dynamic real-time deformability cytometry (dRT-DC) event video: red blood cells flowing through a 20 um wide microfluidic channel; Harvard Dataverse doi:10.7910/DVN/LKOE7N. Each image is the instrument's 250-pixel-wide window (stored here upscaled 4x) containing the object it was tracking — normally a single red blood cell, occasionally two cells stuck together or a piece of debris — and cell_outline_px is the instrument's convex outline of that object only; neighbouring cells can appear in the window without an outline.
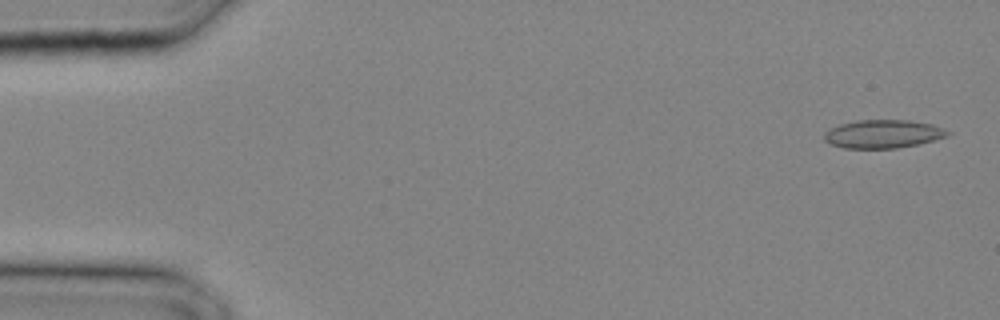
{"species": "common noctule bat (a hibernating species)", "species_latin": "Nyctalus noctula", "temperature_condition": "cold", "stored_images_in_passage": 29, "camera_frame_rate_fps": 3000, "um_per_image_px": 0.085, "animal": {"sex": "male", "body_mass_g": 20.4}, "frame": {"image": 1, "passage_image": 1, "time_ms": 0.0, "image_size_px": [1000, 320], "cell_outline_px": [[952, 132], [948, 136], [916, 144], [896, 148], [844, 148], [832, 144], [824, 140], [824, 132], [840, 124], [856, 120], [912, 120], [932, 124]], "centroid_in_image_um": [75.06, 11.37], "position_along_channel_um": 9.9, "area_um2": 20.23}}
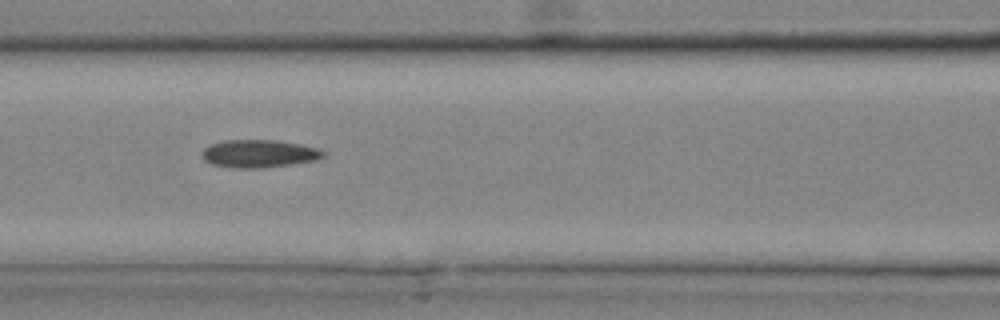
{"frame": {"image": 2, "passage_image": 13, "time_ms": 4.0, "image_size_px": [1000, 320], "cell_outline_px": [[328, 152], [320, 160], [264, 168], [236, 168], [212, 164], [204, 160], [204, 148], [212, 144], [224, 140], [276, 140], [300, 144], [316, 148]], "centroid_in_image_um": [22.09, 13.06], "position_along_channel_um": 144.5, "area_um2": 19.65}}
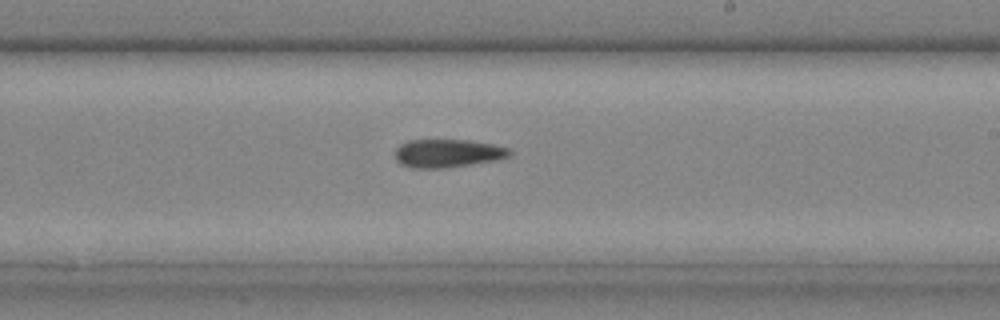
{"frame": {"image": 3, "passage_image": 18, "time_ms": 5.667, "image_size_px": [1000, 320], "cell_outline_px": [[512, 156], [500, 160], [444, 168], [412, 168], [400, 164], [396, 160], [396, 148], [400, 144], [408, 140], [468, 140], [492, 144], [508, 148], [512, 152]], "centroid_in_image_um": [38.08, 13.04], "position_along_channel_um": 250.9, "area_um2": 19.02}}